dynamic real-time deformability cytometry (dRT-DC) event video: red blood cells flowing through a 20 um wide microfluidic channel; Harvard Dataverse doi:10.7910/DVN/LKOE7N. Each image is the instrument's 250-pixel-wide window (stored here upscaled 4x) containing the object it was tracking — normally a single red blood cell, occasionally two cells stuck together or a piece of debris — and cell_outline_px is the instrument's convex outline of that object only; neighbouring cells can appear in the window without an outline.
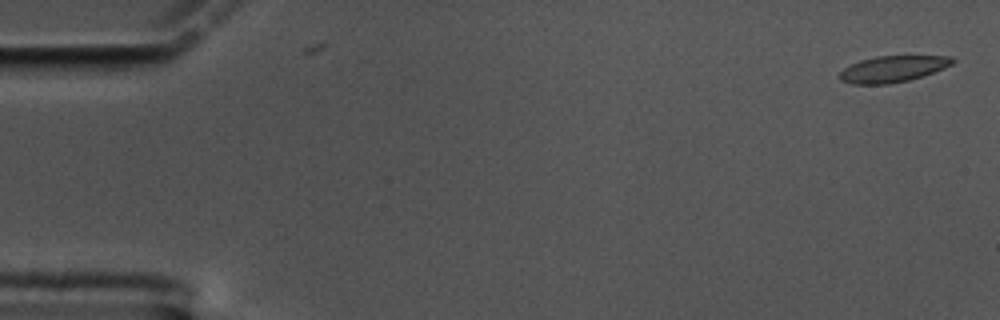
{"species": "common noctule bat (a hibernating species)", "species_latin": "Nyctalus noctula", "temperature_condition": "cold", "stored_images_in_passage": 7, "camera_frame_rate_fps": 3000, "um_per_image_px": 0.085, "animal": {"sex": "male", "body_mass_g": 17.5, "forearm_length_mm": 52.3}, "frame": {"image": 1, "passage_image": 3, "time_ms": 0.667, "image_size_px": [1000, 320], "cell_outline_px": [[948, 60], [944, 64], [928, 72], [916, 76], [900, 80], [860, 80], [860, 64], [868, 60], [892, 56], [932, 56]], "centroid_in_image_um": [76.37, 5.73], "position_along_channel_um": 8.6, "area_um2": 11.68}}